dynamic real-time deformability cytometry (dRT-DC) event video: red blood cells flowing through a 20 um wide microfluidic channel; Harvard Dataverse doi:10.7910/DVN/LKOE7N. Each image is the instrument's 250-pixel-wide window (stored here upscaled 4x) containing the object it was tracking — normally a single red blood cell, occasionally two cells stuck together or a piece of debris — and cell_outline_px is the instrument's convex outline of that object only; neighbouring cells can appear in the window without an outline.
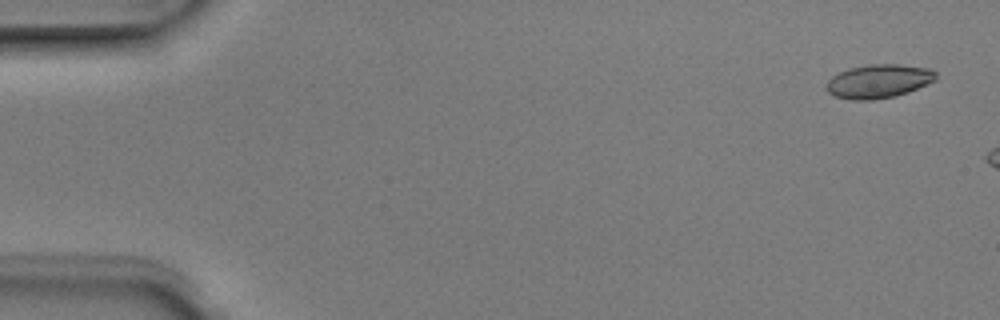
{"species": "Egyptian fruit bat (a non-hibernating species)", "species_latin": "Rousettus aegyptiacus", "temperature_condition": "room temperature", "stored_images_in_passage": 5, "camera_frame_rate_fps": 3000, "um_per_image_px": 0.085, "animal": {"sex": "male"}, "frame": {"image": 1, "passage_image": 1, "time_ms": 0.0, "image_size_px": [1000, 320], "cell_outline_px": [[936, 80], [908, 92], [896, 96], [872, 100], [852, 100], [832, 96], [828, 92], [828, 80], [832, 76], [848, 68], [868, 64], [896, 64], [932, 68], [936, 72]], "centroid_in_image_um": [74.69, 6.9], "position_along_channel_um": 10.3, "area_um2": 21.62}}